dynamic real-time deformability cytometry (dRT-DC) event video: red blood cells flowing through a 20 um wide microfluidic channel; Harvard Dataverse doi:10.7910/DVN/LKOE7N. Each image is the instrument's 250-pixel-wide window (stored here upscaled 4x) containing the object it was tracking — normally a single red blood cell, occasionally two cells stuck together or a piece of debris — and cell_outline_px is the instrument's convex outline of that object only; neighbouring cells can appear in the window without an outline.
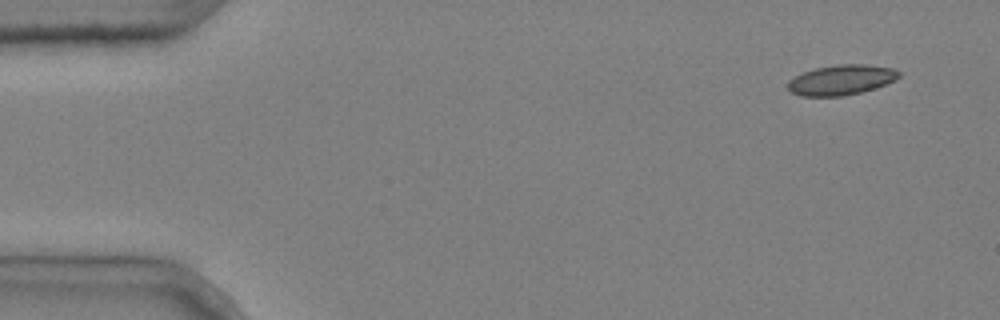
{"species": "common noctule bat (a hibernating species)", "species_latin": "Nyctalus noctula", "temperature_condition": "cold", "stored_images_in_passage": 5, "camera_frame_rate_fps": 3000, "um_per_image_px": 0.085, "animal": {"sex": "male", "body_mass_g": 20.4}, "frame": {"image": 1, "passage_image": 1, "time_ms": 0.0, "image_size_px": [1000, 320], "cell_outline_px": [[900, 76], [896, 80], [860, 92], [844, 96], [800, 96], [792, 92], [788, 88], [788, 80], [804, 72], [816, 68], [840, 64], [864, 64], [892, 68], [900, 72]], "centroid_in_image_um": [71.5, 6.79], "position_along_channel_um": 13.5, "area_um2": 19.25}}
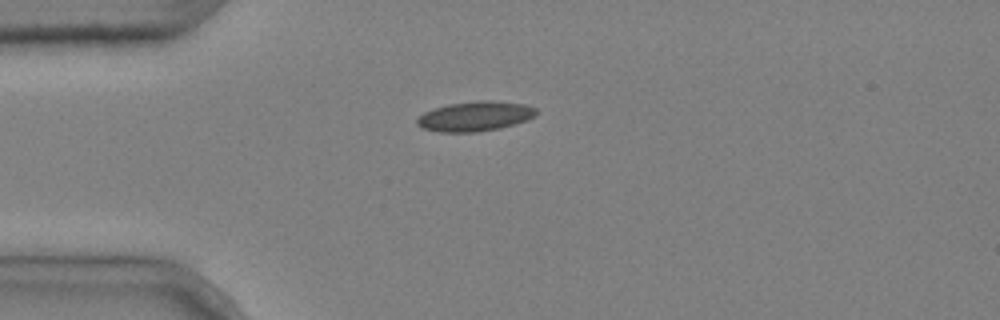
{"frame": {"image": 2, "passage_image": 4, "time_ms": 1.0, "image_size_px": [1000, 320], "cell_outline_px": [[536, 112], [528, 120], [500, 128], [476, 132], [440, 132], [420, 128], [416, 124], [416, 120], [424, 112], [448, 104], [480, 100], [492, 100], [524, 104], [536, 108]], "centroid_in_image_um": [40.35, 9.88], "position_along_channel_um": 44.6, "area_um2": 20.63}}
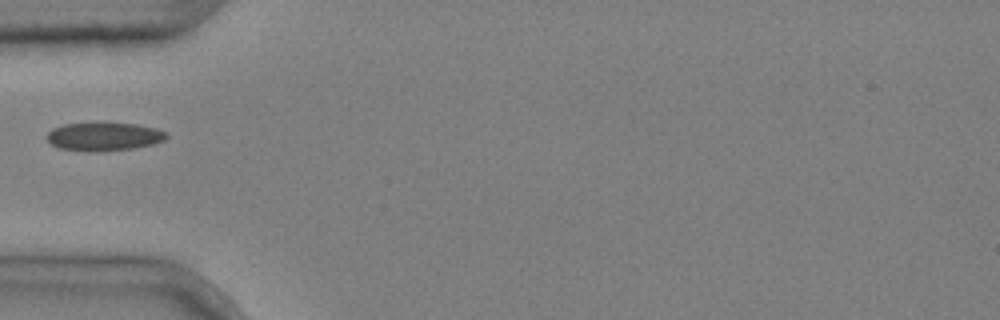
{"frame": {"image": 3, "passage_image": 5, "time_ms": 1.333, "image_size_px": [1000, 320], "cell_outline_px": [[168, 136], [164, 140], [152, 144], [132, 148], [92, 152], [60, 148], [52, 144], [48, 140], [48, 132], [52, 128], [64, 124], [136, 124], [156, 128], [168, 132]], "centroid_in_image_um": [8.86, 11.61], "position_along_channel_um": 76.1, "area_um2": 19.31}}